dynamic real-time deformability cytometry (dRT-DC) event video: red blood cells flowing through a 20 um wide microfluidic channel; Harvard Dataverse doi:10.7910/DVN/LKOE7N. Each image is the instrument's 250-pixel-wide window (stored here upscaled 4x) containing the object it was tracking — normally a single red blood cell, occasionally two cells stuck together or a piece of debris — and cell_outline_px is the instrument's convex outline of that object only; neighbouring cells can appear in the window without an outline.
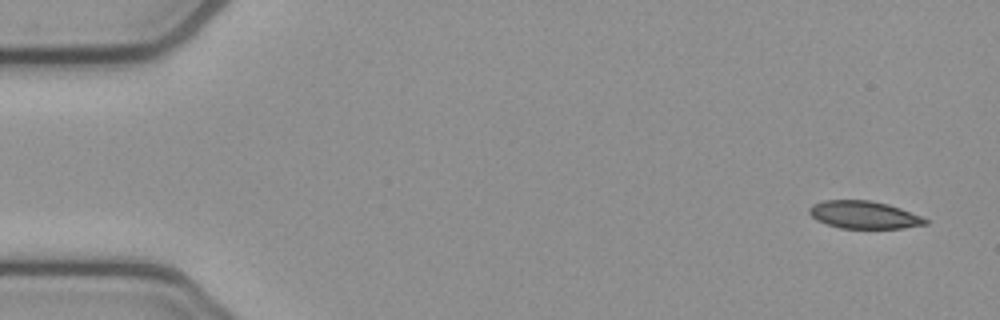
{"species": "common noctule bat (a hibernating species)", "species_latin": "Nyctalus noctula", "temperature_condition": "cold", "stored_images_in_passage": 51, "camera_frame_rate_fps": 3000, "um_per_image_px": 0.085, "animal": {"sex": "female", "body_mass_g": 21.9}, "frame": {"image": 1, "passage_image": 1, "time_ms": 0.0, "image_size_px": [1000, 320], "cell_outline_px": [[932, 220], [928, 224], [904, 228], [840, 228], [816, 220], [808, 212], [808, 208], [812, 204], [824, 200], [872, 200], [888, 204], [900, 208]], "centroid_in_image_um": [73.46, 18.26], "position_along_channel_um": 11.5, "area_um2": 18.84}}
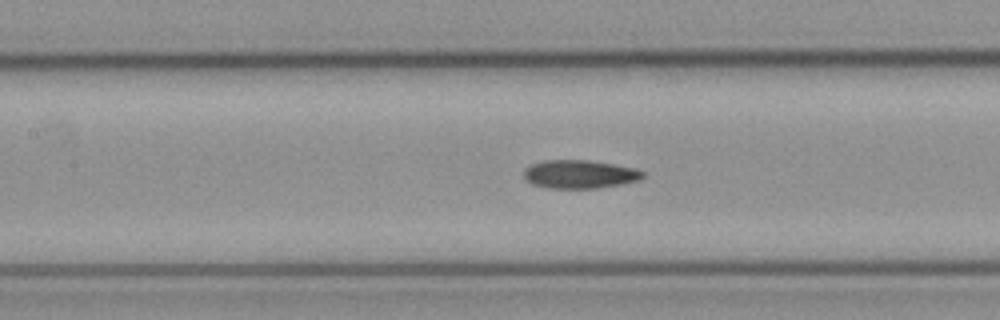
{"frame": {"image": 2, "passage_image": 22, "time_ms": 7.0, "image_size_px": [1000, 320], "cell_outline_px": [[644, 176], [640, 180], [620, 184], [596, 188], [548, 188], [532, 184], [524, 176], [524, 168], [532, 164], [544, 160], [588, 160], [636, 168], [644, 172]], "centroid_in_image_um": [49.27, 14.8], "position_along_channel_um": 158.1, "area_um2": 19.59}}
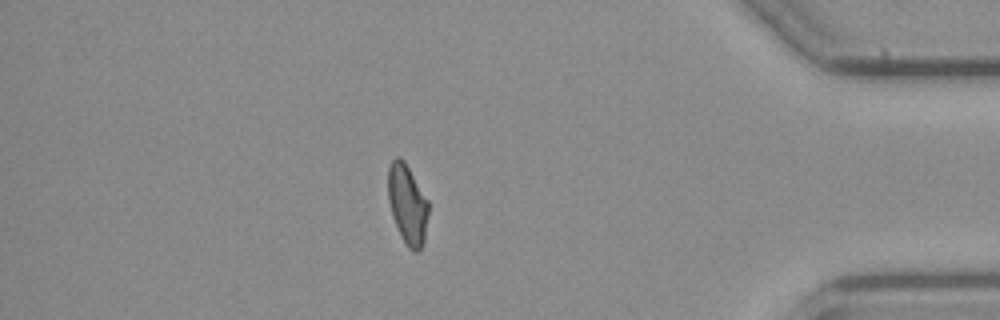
{"frame": {"image": 3, "passage_image": 44, "time_ms": 14.333, "image_size_px": [1000, 320], "cell_outline_px": [[428, 212], [424, 244], [416, 252], [412, 252], [408, 248], [400, 236], [392, 216], [388, 200], [388, 168], [392, 160], [396, 156], [400, 156], [404, 160], [428, 200]], "centroid_in_image_um": [34.62, 17.38], "position_along_channel_um": 400.6, "area_um2": 18.9}, "authors_computed_cell_mechanics": {"area_um2": 19.652, "velocity_mm_per_s": 3.8647, "shape_relaxation_time_tau1_ms": null, "shape_relaxation_time_tau2_ms": 2.6757, "deformation_change_tau1": null, "deformation_change_tau2": 0.0903}}